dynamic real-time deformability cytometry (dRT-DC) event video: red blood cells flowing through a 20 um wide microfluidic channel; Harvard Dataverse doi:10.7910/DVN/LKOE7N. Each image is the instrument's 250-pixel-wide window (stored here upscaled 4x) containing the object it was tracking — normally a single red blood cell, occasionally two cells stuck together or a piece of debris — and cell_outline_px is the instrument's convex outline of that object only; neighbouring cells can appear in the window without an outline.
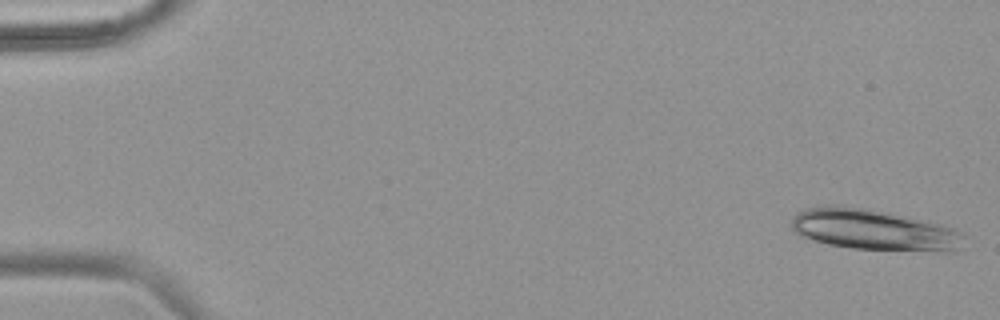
{"species": "common noctule bat (a hibernating species)", "species_latin": "Nyctalus noctula", "temperature_condition": "warm", "stored_images_in_passage": 20, "camera_frame_rate_fps": 3000, "um_per_image_px": 0.085, "animal": {"sex": "female", "body_mass_g": 18.4}, "frame": {"image": 1, "passage_image": 1, "time_ms": 0.0, "image_size_px": [1000, 320], "cell_outline_px": [[968, 236], [964, 248], [956, 252], [944, 252], [852, 248], [828, 244], [800, 236], [792, 228], [792, 216], [796, 212], [804, 208], [824, 204], [840, 204], [864, 208], [940, 224], [956, 228], [964, 232]], "centroid_in_image_um": [74.35, 19.54], "position_along_channel_um": 10.6, "area_um2": 41.91}}
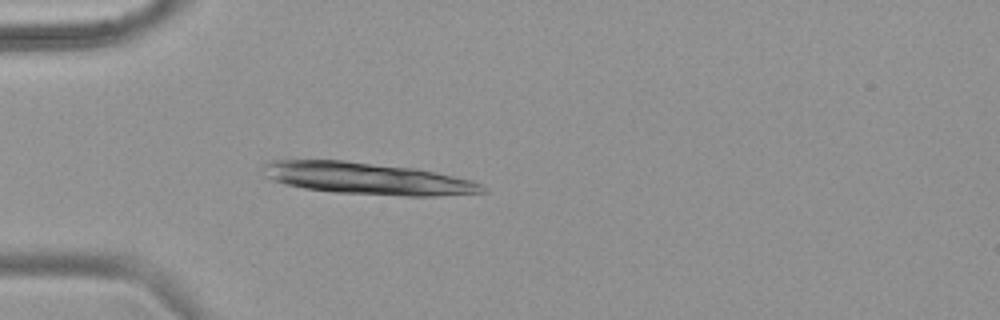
{"frame": {"image": 2, "passage_image": 15, "time_ms": 4.667, "image_size_px": [1000, 320], "cell_outline_px": [[488, 192], [436, 196], [404, 196], [332, 192], [304, 188], [284, 184], [272, 180], [264, 176], [260, 164], [268, 160], [344, 160], [416, 168], [436, 172], [472, 180], [480, 184]], "centroid_in_image_um": [31.16, 15.16], "position_along_channel_um": 53.8, "area_um2": 41.15}}